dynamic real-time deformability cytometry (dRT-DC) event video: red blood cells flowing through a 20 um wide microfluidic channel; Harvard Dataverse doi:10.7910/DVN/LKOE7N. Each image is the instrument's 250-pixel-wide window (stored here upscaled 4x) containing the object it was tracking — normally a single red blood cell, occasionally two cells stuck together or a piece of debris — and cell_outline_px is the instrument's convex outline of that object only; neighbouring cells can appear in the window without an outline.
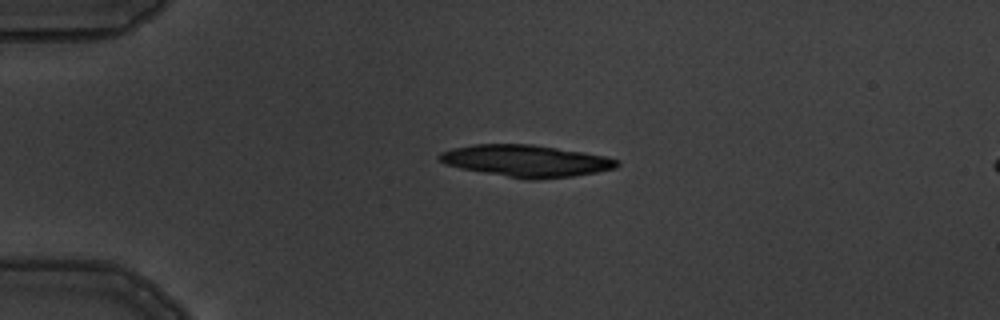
{"species": "common noctule bat (a hibernating species)", "species_latin": "Nyctalus noctula", "temperature_condition": "warm", "stored_images_in_passage": 2, "camera_frame_rate_fps": 3000, "um_per_image_px": 0.085, "animal": {"sex": "male", "body_mass_g": 19.5, "forearm_length_mm": 54.6}, "frame": {"image": 1, "passage_image": 1, "time_ms": 0.0, "image_size_px": [1000, 320], "cell_outline_px": [[620, 164], [616, 168], [596, 172], [572, 176], [536, 180], [528, 180], [460, 168], [444, 164], [436, 156], [440, 152], [452, 148], [476, 144], [532, 144], [584, 152], [604, 156], [620, 160]], "centroid_in_image_um": [44.71, 13.67], "position_along_channel_um": 40.3, "area_um2": 33.0}}